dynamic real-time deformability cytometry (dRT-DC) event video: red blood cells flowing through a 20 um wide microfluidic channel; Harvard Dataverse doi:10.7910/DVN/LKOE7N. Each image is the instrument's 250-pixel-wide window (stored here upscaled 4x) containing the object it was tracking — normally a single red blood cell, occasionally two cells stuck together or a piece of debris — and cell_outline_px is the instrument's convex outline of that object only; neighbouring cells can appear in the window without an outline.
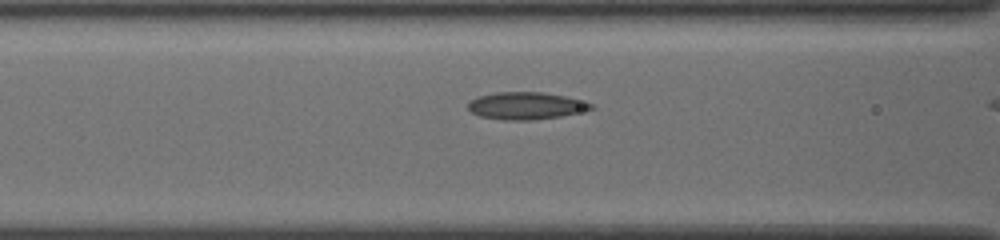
{"species": "common noctule bat (a hibernating species)", "species_latin": "Nyctalus noctula", "temperature_condition": "cold", "stored_images_in_passage": 15, "camera_frame_rate_fps": 3000, "um_per_image_px": 0.085, "animal": {"sex": "female", "body_mass_g": 19.5, "forearm_length_mm": 54.1}, "frame": {"image": 1, "passage_image": 13, "time_ms": 4.0, "image_size_px": [1000, 240], "cell_outline_px": [[596, 108], [560, 116], [532, 120], [504, 120], [480, 116], [472, 112], [468, 108], [468, 104], [476, 96], [496, 92], [544, 92], [564, 96], [592, 104]], "centroid_in_image_um": [44.67, 8.98], "position_along_channel_um": 121.9, "area_um2": 19.36}}